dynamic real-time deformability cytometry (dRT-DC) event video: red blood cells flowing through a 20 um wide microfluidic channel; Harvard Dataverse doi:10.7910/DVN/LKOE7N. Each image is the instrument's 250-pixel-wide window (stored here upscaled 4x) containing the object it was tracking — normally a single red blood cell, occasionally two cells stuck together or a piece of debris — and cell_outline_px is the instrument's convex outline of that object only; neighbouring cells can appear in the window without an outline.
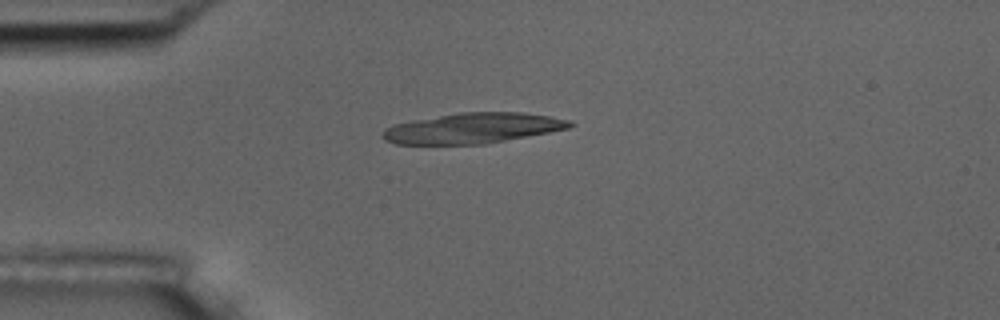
{"species": "common noctule bat (a hibernating species)", "species_latin": "Nyctalus noctula", "temperature_condition": "room temperature", "stored_images_in_passage": 42, "camera_frame_rate_fps": 3000, "um_per_image_px": 0.085, "animal": {"sex": "male", "body_mass_g": 17.5, "forearm_length_mm": 52.3}, "frame": {"image": 1, "passage_image": 1, "time_ms": 0.0, "image_size_px": [1000, 320], "cell_outline_px": [[576, 124], [568, 128], [548, 132], [484, 144], [396, 144], [384, 140], [380, 136], [384, 128], [392, 124], [412, 120], [460, 112], [524, 112], [572, 120]], "centroid_in_image_um": [40.14, 10.89], "position_along_channel_um": 44.9, "area_um2": 33.23}}